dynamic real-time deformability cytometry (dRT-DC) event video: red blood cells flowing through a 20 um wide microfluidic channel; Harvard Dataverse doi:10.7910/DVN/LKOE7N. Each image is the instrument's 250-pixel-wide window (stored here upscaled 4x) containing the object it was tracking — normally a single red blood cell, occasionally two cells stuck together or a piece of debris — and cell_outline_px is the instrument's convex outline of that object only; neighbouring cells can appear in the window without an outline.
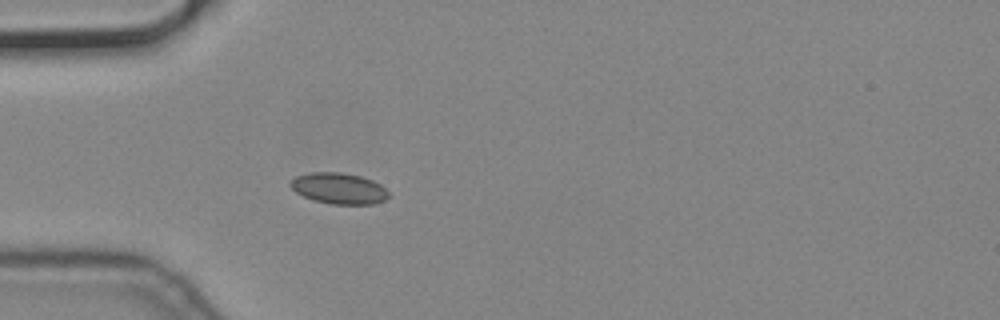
{"species": "common noctule bat (a hibernating species)", "species_latin": "Nyctalus noctula", "temperature_condition": "cold", "stored_images_in_passage": 4, "camera_frame_rate_fps": 3000, "um_per_image_px": 0.085, "animal": {"sex": "male", "body_mass_g": 19.2, "forearm_length_mm": 51.8}, "frame": {"image": 1, "passage_image": 4, "time_ms": 1.0, "image_size_px": [1000, 320], "cell_outline_px": [[388, 196], [384, 200], [372, 204], [332, 204], [312, 200], [296, 192], [288, 184], [296, 176], [312, 172], [340, 172], [360, 176], [372, 180], [380, 184], [388, 192]], "centroid_in_image_um": [28.78, 16.01], "position_along_channel_um": 56.2, "area_um2": 17.63}}